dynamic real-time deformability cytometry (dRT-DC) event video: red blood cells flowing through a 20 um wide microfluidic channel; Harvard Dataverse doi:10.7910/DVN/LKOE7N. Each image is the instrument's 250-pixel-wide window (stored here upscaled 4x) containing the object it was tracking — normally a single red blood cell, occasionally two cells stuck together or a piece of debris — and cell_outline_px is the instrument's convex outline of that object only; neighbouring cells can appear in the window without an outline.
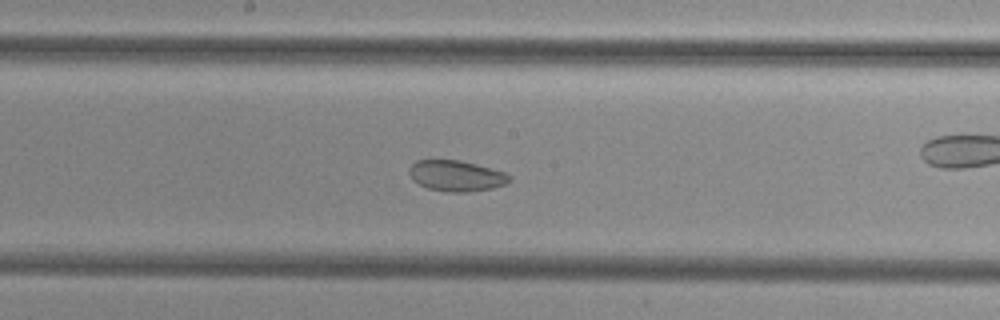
{"species": "common noctule bat (a hibernating species)", "species_latin": "Nyctalus noctula", "temperature_condition": "cold", "stored_images_in_passage": 43, "camera_frame_rate_fps": 3000, "um_per_image_px": 0.085, "animal": {"sex": "female", "body_mass_g": 29.2, "forearm_length_mm": 56.3}, "frame": {"image": 1, "passage_image": 19, "time_ms": 6.0, "image_size_px": [1000, 320], "cell_outline_px": [[512, 180], [504, 184], [492, 188], [468, 192], [448, 192], [428, 188], [412, 180], [408, 172], [408, 168], [416, 160], [460, 160], [476, 164], [504, 172], [512, 176]], "centroid_in_image_um": [38.77, 14.94], "position_along_channel_um": 209.4, "area_um2": 18.03}}
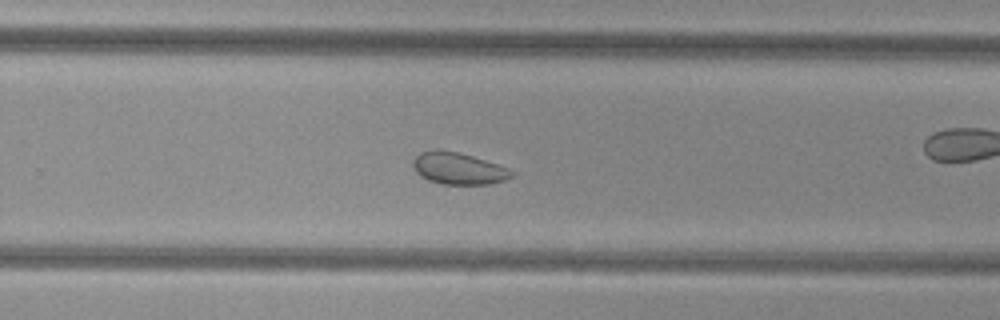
{"frame": {"image": 2, "passage_image": 25, "time_ms": 8.0, "image_size_px": [1000, 320], "cell_outline_px": [[516, 172], [512, 176], [504, 180], [488, 184], [444, 184], [428, 180], [420, 176], [416, 172], [412, 164], [412, 160], [420, 152], [436, 148], [440, 148], [460, 152], [508, 168]], "centroid_in_image_um": [38.92, 14.29], "position_along_channel_um": 290.9, "area_um2": 18.44}}
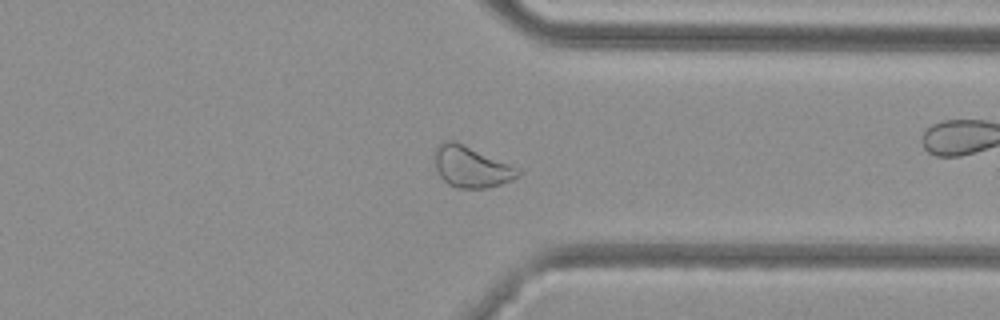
{"frame": {"image": 3, "passage_image": 31, "time_ms": 10.0, "image_size_px": [1000, 320], "cell_outline_px": [[520, 172], [512, 180], [488, 188], [456, 188], [448, 184], [440, 176], [436, 168], [436, 144], [444, 140], [452, 140], [520, 168]], "centroid_in_image_um": [40.05, 14.19], "position_along_channel_um": 371.4, "area_um2": 19.71}}